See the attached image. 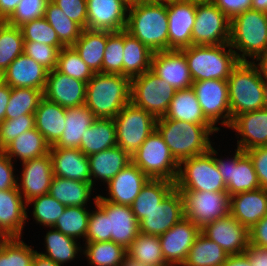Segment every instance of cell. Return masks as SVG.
Here are the masks:
<instances>
[{
	"label": "cell",
	"mask_w": 267,
	"mask_h": 266,
	"mask_svg": "<svg viewBox=\"0 0 267 266\" xmlns=\"http://www.w3.org/2000/svg\"><path fill=\"white\" fill-rule=\"evenodd\" d=\"M156 129L175 160L181 161L210 150L209 135L220 129L212 124H195L181 120L157 118Z\"/></svg>",
	"instance_id": "obj_1"
},
{
	"label": "cell",
	"mask_w": 267,
	"mask_h": 266,
	"mask_svg": "<svg viewBox=\"0 0 267 266\" xmlns=\"http://www.w3.org/2000/svg\"><path fill=\"white\" fill-rule=\"evenodd\" d=\"M128 11L126 32L152 52L169 50L167 3L145 0Z\"/></svg>",
	"instance_id": "obj_2"
},
{
	"label": "cell",
	"mask_w": 267,
	"mask_h": 266,
	"mask_svg": "<svg viewBox=\"0 0 267 266\" xmlns=\"http://www.w3.org/2000/svg\"><path fill=\"white\" fill-rule=\"evenodd\" d=\"M131 79L120 74L95 73L86 83L85 105L95 118L114 119L130 102Z\"/></svg>",
	"instance_id": "obj_3"
},
{
	"label": "cell",
	"mask_w": 267,
	"mask_h": 266,
	"mask_svg": "<svg viewBox=\"0 0 267 266\" xmlns=\"http://www.w3.org/2000/svg\"><path fill=\"white\" fill-rule=\"evenodd\" d=\"M231 122L239 114L265 107L263 79L257 65L239 61L228 77Z\"/></svg>",
	"instance_id": "obj_4"
},
{
	"label": "cell",
	"mask_w": 267,
	"mask_h": 266,
	"mask_svg": "<svg viewBox=\"0 0 267 266\" xmlns=\"http://www.w3.org/2000/svg\"><path fill=\"white\" fill-rule=\"evenodd\" d=\"M229 47L228 51L225 50ZM193 82L208 79L228 80L232 69L239 63L236 51L229 43L222 45H191L181 49Z\"/></svg>",
	"instance_id": "obj_5"
},
{
	"label": "cell",
	"mask_w": 267,
	"mask_h": 266,
	"mask_svg": "<svg viewBox=\"0 0 267 266\" xmlns=\"http://www.w3.org/2000/svg\"><path fill=\"white\" fill-rule=\"evenodd\" d=\"M229 46L239 61H248L245 56L256 59L267 52V13L246 10L231 19Z\"/></svg>",
	"instance_id": "obj_6"
},
{
	"label": "cell",
	"mask_w": 267,
	"mask_h": 266,
	"mask_svg": "<svg viewBox=\"0 0 267 266\" xmlns=\"http://www.w3.org/2000/svg\"><path fill=\"white\" fill-rule=\"evenodd\" d=\"M215 154L217 151L211 147L204 154L181 161L175 188L177 190L227 192L226 184L213 157ZM182 164H184L183 170Z\"/></svg>",
	"instance_id": "obj_7"
},
{
	"label": "cell",
	"mask_w": 267,
	"mask_h": 266,
	"mask_svg": "<svg viewBox=\"0 0 267 266\" xmlns=\"http://www.w3.org/2000/svg\"><path fill=\"white\" fill-rule=\"evenodd\" d=\"M131 158L149 178L166 179L175 183L179 163L157 129L147 137Z\"/></svg>",
	"instance_id": "obj_8"
},
{
	"label": "cell",
	"mask_w": 267,
	"mask_h": 266,
	"mask_svg": "<svg viewBox=\"0 0 267 266\" xmlns=\"http://www.w3.org/2000/svg\"><path fill=\"white\" fill-rule=\"evenodd\" d=\"M117 146L132 156L156 129L157 118L131 101L114 117Z\"/></svg>",
	"instance_id": "obj_9"
},
{
	"label": "cell",
	"mask_w": 267,
	"mask_h": 266,
	"mask_svg": "<svg viewBox=\"0 0 267 266\" xmlns=\"http://www.w3.org/2000/svg\"><path fill=\"white\" fill-rule=\"evenodd\" d=\"M176 89L151 70L131 79L130 101L156 118L165 116Z\"/></svg>",
	"instance_id": "obj_10"
},
{
	"label": "cell",
	"mask_w": 267,
	"mask_h": 266,
	"mask_svg": "<svg viewBox=\"0 0 267 266\" xmlns=\"http://www.w3.org/2000/svg\"><path fill=\"white\" fill-rule=\"evenodd\" d=\"M179 191L183 197L184 217L200 230L208 223L230 214L228 192Z\"/></svg>",
	"instance_id": "obj_11"
},
{
	"label": "cell",
	"mask_w": 267,
	"mask_h": 266,
	"mask_svg": "<svg viewBox=\"0 0 267 266\" xmlns=\"http://www.w3.org/2000/svg\"><path fill=\"white\" fill-rule=\"evenodd\" d=\"M231 20L213 3L196 2L192 45L229 43Z\"/></svg>",
	"instance_id": "obj_12"
},
{
	"label": "cell",
	"mask_w": 267,
	"mask_h": 266,
	"mask_svg": "<svg viewBox=\"0 0 267 266\" xmlns=\"http://www.w3.org/2000/svg\"><path fill=\"white\" fill-rule=\"evenodd\" d=\"M194 93L205 118L214 126L220 118L230 128L231 113L228 98V80L208 79L195 81L192 84ZM223 113H225L223 115Z\"/></svg>",
	"instance_id": "obj_13"
},
{
	"label": "cell",
	"mask_w": 267,
	"mask_h": 266,
	"mask_svg": "<svg viewBox=\"0 0 267 266\" xmlns=\"http://www.w3.org/2000/svg\"><path fill=\"white\" fill-rule=\"evenodd\" d=\"M215 162L226 184L229 196L261 188L250 156L237 147L231 161L215 157Z\"/></svg>",
	"instance_id": "obj_14"
},
{
	"label": "cell",
	"mask_w": 267,
	"mask_h": 266,
	"mask_svg": "<svg viewBox=\"0 0 267 266\" xmlns=\"http://www.w3.org/2000/svg\"><path fill=\"white\" fill-rule=\"evenodd\" d=\"M94 202L107 214L108 241L127 249L140 233L139 222L131 206L105 201L101 195L94 197Z\"/></svg>",
	"instance_id": "obj_15"
},
{
	"label": "cell",
	"mask_w": 267,
	"mask_h": 266,
	"mask_svg": "<svg viewBox=\"0 0 267 266\" xmlns=\"http://www.w3.org/2000/svg\"><path fill=\"white\" fill-rule=\"evenodd\" d=\"M201 232L229 256L245 253L250 243L249 229L231 214L208 223Z\"/></svg>",
	"instance_id": "obj_16"
},
{
	"label": "cell",
	"mask_w": 267,
	"mask_h": 266,
	"mask_svg": "<svg viewBox=\"0 0 267 266\" xmlns=\"http://www.w3.org/2000/svg\"><path fill=\"white\" fill-rule=\"evenodd\" d=\"M169 50H181L192 45V30L196 16V1L167 2Z\"/></svg>",
	"instance_id": "obj_17"
},
{
	"label": "cell",
	"mask_w": 267,
	"mask_h": 266,
	"mask_svg": "<svg viewBox=\"0 0 267 266\" xmlns=\"http://www.w3.org/2000/svg\"><path fill=\"white\" fill-rule=\"evenodd\" d=\"M201 230L186 217L159 236L161 251L169 266H182Z\"/></svg>",
	"instance_id": "obj_18"
},
{
	"label": "cell",
	"mask_w": 267,
	"mask_h": 266,
	"mask_svg": "<svg viewBox=\"0 0 267 266\" xmlns=\"http://www.w3.org/2000/svg\"><path fill=\"white\" fill-rule=\"evenodd\" d=\"M184 218L183 197L174 188L162 202L149 211L139 222L140 232L160 236Z\"/></svg>",
	"instance_id": "obj_19"
},
{
	"label": "cell",
	"mask_w": 267,
	"mask_h": 266,
	"mask_svg": "<svg viewBox=\"0 0 267 266\" xmlns=\"http://www.w3.org/2000/svg\"><path fill=\"white\" fill-rule=\"evenodd\" d=\"M150 70L176 90L192 87L193 80L187 59L181 50L154 52Z\"/></svg>",
	"instance_id": "obj_20"
},
{
	"label": "cell",
	"mask_w": 267,
	"mask_h": 266,
	"mask_svg": "<svg viewBox=\"0 0 267 266\" xmlns=\"http://www.w3.org/2000/svg\"><path fill=\"white\" fill-rule=\"evenodd\" d=\"M128 7L121 0H87L86 29L118 32L125 30Z\"/></svg>",
	"instance_id": "obj_21"
},
{
	"label": "cell",
	"mask_w": 267,
	"mask_h": 266,
	"mask_svg": "<svg viewBox=\"0 0 267 266\" xmlns=\"http://www.w3.org/2000/svg\"><path fill=\"white\" fill-rule=\"evenodd\" d=\"M22 164L24 166L20 178L22 183H17V188L22 193L26 205L31 199L49 193L54 175L50 153L24 161Z\"/></svg>",
	"instance_id": "obj_22"
},
{
	"label": "cell",
	"mask_w": 267,
	"mask_h": 266,
	"mask_svg": "<svg viewBox=\"0 0 267 266\" xmlns=\"http://www.w3.org/2000/svg\"><path fill=\"white\" fill-rule=\"evenodd\" d=\"M86 82L77 80L56 69L49 71L44 97L64 108L85 104Z\"/></svg>",
	"instance_id": "obj_23"
},
{
	"label": "cell",
	"mask_w": 267,
	"mask_h": 266,
	"mask_svg": "<svg viewBox=\"0 0 267 266\" xmlns=\"http://www.w3.org/2000/svg\"><path fill=\"white\" fill-rule=\"evenodd\" d=\"M48 70L25 53L16 57L1 74L3 83L10 87L45 90Z\"/></svg>",
	"instance_id": "obj_24"
},
{
	"label": "cell",
	"mask_w": 267,
	"mask_h": 266,
	"mask_svg": "<svg viewBox=\"0 0 267 266\" xmlns=\"http://www.w3.org/2000/svg\"><path fill=\"white\" fill-rule=\"evenodd\" d=\"M150 178L133 162L118 172L107 184L109 197L101 198L116 204L131 206Z\"/></svg>",
	"instance_id": "obj_25"
},
{
	"label": "cell",
	"mask_w": 267,
	"mask_h": 266,
	"mask_svg": "<svg viewBox=\"0 0 267 266\" xmlns=\"http://www.w3.org/2000/svg\"><path fill=\"white\" fill-rule=\"evenodd\" d=\"M49 153L54 176L91 183L88 156L79 148L50 147Z\"/></svg>",
	"instance_id": "obj_26"
},
{
	"label": "cell",
	"mask_w": 267,
	"mask_h": 266,
	"mask_svg": "<svg viewBox=\"0 0 267 266\" xmlns=\"http://www.w3.org/2000/svg\"><path fill=\"white\" fill-rule=\"evenodd\" d=\"M230 127L243 137L237 141L243 151L267 146V108L237 115Z\"/></svg>",
	"instance_id": "obj_27"
},
{
	"label": "cell",
	"mask_w": 267,
	"mask_h": 266,
	"mask_svg": "<svg viewBox=\"0 0 267 266\" xmlns=\"http://www.w3.org/2000/svg\"><path fill=\"white\" fill-rule=\"evenodd\" d=\"M230 214L248 229L267 215V190L259 188L230 196Z\"/></svg>",
	"instance_id": "obj_28"
},
{
	"label": "cell",
	"mask_w": 267,
	"mask_h": 266,
	"mask_svg": "<svg viewBox=\"0 0 267 266\" xmlns=\"http://www.w3.org/2000/svg\"><path fill=\"white\" fill-rule=\"evenodd\" d=\"M18 188L0 190V231L6 238L22 237L28 218L24 200Z\"/></svg>",
	"instance_id": "obj_29"
},
{
	"label": "cell",
	"mask_w": 267,
	"mask_h": 266,
	"mask_svg": "<svg viewBox=\"0 0 267 266\" xmlns=\"http://www.w3.org/2000/svg\"><path fill=\"white\" fill-rule=\"evenodd\" d=\"M35 128L53 146L61 137L65 127V108L43 97L35 110Z\"/></svg>",
	"instance_id": "obj_30"
},
{
	"label": "cell",
	"mask_w": 267,
	"mask_h": 266,
	"mask_svg": "<svg viewBox=\"0 0 267 266\" xmlns=\"http://www.w3.org/2000/svg\"><path fill=\"white\" fill-rule=\"evenodd\" d=\"M95 119L93 112L85 104L65 108L64 131L59 140L50 147L79 148L83 133Z\"/></svg>",
	"instance_id": "obj_31"
},
{
	"label": "cell",
	"mask_w": 267,
	"mask_h": 266,
	"mask_svg": "<svg viewBox=\"0 0 267 266\" xmlns=\"http://www.w3.org/2000/svg\"><path fill=\"white\" fill-rule=\"evenodd\" d=\"M88 159L92 185L94 183L92 176L108 183L118 172L132 162L131 156L119 146L92 154L88 156Z\"/></svg>",
	"instance_id": "obj_32"
},
{
	"label": "cell",
	"mask_w": 267,
	"mask_h": 266,
	"mask_svg": "<svg viewBox=\"0 0 267 266\" xmlns=\"http://www.w3.org/2000/svg\"><path fill=\"white\" fill-rule=\"evenodd\" d=\"M117 146L113 119L96 118L82 135L79 149L87 156Z\"/></svg>",
	"instance_id": "obj_33"
},
{
	"label": "cell",
	"mask_w": 267,
	"mask_h": 266,
	"mask_svg": "<svg viewBox=\"0 0 267 266\" xmlns=\"http://www.w3.org/2000/svg\"><path fill=\"white\" fill-rule=\"evenodd\" d=\"M107 43V31L83 29L72 45L94 73L102 72V62Z\"/></svg>",
	"instance_id": "obj_34"
},
{
	"label": "cell",
	"mask_w": 267,
	"mask_h": 266,
	"mask_svg": "<svg viewBox=\"0 0 267 266\" xmlns=\"http://www.w3.org/2000/svg\"><path fill=\"white\" fill-rule=\"evenodd\" d=\"M164 117L195 124H211L205 118L192 87L176 90Z\"/></svg>",
	"instance_id": "obj_35"
},
{
	"label": "cell",
	"mask_w": 267,
	"mask_h": 266,
	"mask_svg": "<svg viewBox=\"0 0 267 266\" xmlns=\"http://www.w3.org/2000/svg\"><path fill=\"white\" fill-rule=\"evenodd\" d=\"M153 53L124 30L123 75L132 79L150 70Z\"/></svg>",
	"instance_id": "obj_36"
},
{
	"label": "cell",
	"mask_w": 267,
	"mask_h": 266,
	"mask_svg": "<svg viewBox=\"0 0 267 266\" xmlns=\"http://www.w3.org/2000/svg\"><path fill=\"white\" fill-rule=\"evenodd\" d=\"M49 149L50 145L44 136L36 128H32L21 133L2 151L10 159L17 156L24 162L48 154Z\"/></svg>",
	"instance_id": "obj_37"
},
{
	"label": "cell",
	"mask_w": 267,
	"mask_h": 266,
	"mask_svg": "<svg viewBox=\"0 0 267 266\" xmlns=\"http://www.w3.org/2000/svg\"><path fill=\"white\" fill-rule=\"evenodd\" d=\"M175 188V183L166 179H149L131 205L132 212L140 222Z\"/></svg>",
	"instance_id": "obj_38"
},
{
	"label": "cell",
	"mask_w": 267,
	"mask_h": 266,
	"mask_svg": "<svg viewBox=\"0 0 267 266\" xmlns=\"http://www.w3.org/2000/svg\"><path fill=\"white\" fill-rule=\"evenodd\" d=\"M90 182L53 176L49 194L65 206L84 207L92 192Z\"/></svg>",
	"instance_id": "obj_39"
},
{
	"label": "cell",
	"mask_w": 267,
	"mask_h": 266,
	"mask_svg": "<svg viewBox=\"0 0 267 266\" xmlns=\"http://www.w3.org/2000/svg\"><path fill=\"white\" fill-rule=\"evenodd\" d=\"M228 256L221 246L200 232L182 266H222Z\"/></svg>",
	"instance_id": "obj_40"
},
{
	"label": "cell",
	"mask_w": 267,
	"mask_h": 266,
	"mask_svg": "<svg viewBox=\"0 0 267 266\" xmlns=\"http://www.w3.org/2000/svg\"><path fill=\"white\" fill-rule=\"evenodd\" d=\"M126 252L129 258L146 266H169L162 255L159 236L140 232Z\"/></svg>",
	"instance_id": "obj_41"
},
{
	"label": "cell",
	"mask_w": 267,
	"mask_h": 266,
	"mask_svg": "<svg viewBox=\"0 0 267 266\" xmlns=\"http://www.w3.org/2000/svg\"><path fill=\"white\" fill-rule=\"evenodd\" d=\"M44 18L54 28L59 40L65 46H72L83 30L78 23L66 16L51 0L47 4Z\"/></svg>",
	"instance_id": "obj_42"
},
{
	"label": "cell",
	"mask_w": 267,
	"mask_h": 266,
	"mask_svg": "<svg viewBox=\"0 0 267 266\" xmlns=\"http://www.w3.org/2000/svg\"><path fill=\"white\" fill-rule=\"evenodd\" d=\"M24 42L20 27L0 22V74L24 52Z\"/></svg>",
	"instance_id": "obj_43"
},
{
	"label": "cell",
	"mask_w": 267,
	"mask_h": 266,
	"mask_svg": "<svg viewBox=\"0 0 267 266\" xmlns=\"http://www.w3.org/2000/svg\"><path fill=\"white\" fill-rule=\"evenodd\" d=\"M86 243L84 253L95 266H121L127 256L126 248L113 241Z\"/></svg>",
	"instance_id": "obj_44"
},
{
	"label": "cell",
	"mask_w": 267,
	"mask_h": 266,
	"mask_svg": "<svg viewBox=\"0 0 267 266\" xmlns=\"http://www.w3.org/2000/svg\"><path fill=\"white\" fill-rule=\"evenodd\" d=\"M43 92L33 88L11 87L5 119L17 118L23 114H34L40 100L44 97Z\"/></svg>",
	"instance_id": "obj_45"
},
{
	"label": "cell",
	"mask_w": 267,
	"mask_h": 266,
	"mask_svg": "<svg viewBox=\"0 0 267 266\" xmlns=\"http://www.w3.org/2000/svg\"><path fill=\"white\" fill-rule=\"evenodd\" d=\"M47 253H39L59 265L72 260L80 250L74 238L59 230L49 231L45 237Z\"/></svg>",
	"instance_id": "obj_46"
},
{
	"label": "cell",
	"mask_w": 267,
	"mask_h": 266,
	"mask_svg": "<svg viewBox=\"0 0 267 266\" xmlns=\"http://www.w3.org/2000/svg\"><path fill=\"white\" fill-rule=\"evenodd\" d=\"M89 214L90 212L82 206H66L52 228L74 239L86 237Z\"/></svg>",
	"instance_id": "obj_47"
},
{
	"label": "cell",
	"mask_w": 267,
	"mask_h": 266,
	"mask_svg": "<svg viewBox=\"0 0 267 266\" xmlns=\"http://www.w3.org/2000/svg\"><path fill=\"white\" fill-rule=\"evenodd\" d=\"M36 252L20 237L5 238L0 244V266H32Z\"/></svg>",
	"instance_id": "obj_48"
},
{
	"label": "cell",
	"mask_w": 267,
	"mask_h": 266,
	"mask_svg": "<svg viewBox=\"0 0 267 266\" xmlns=\"http://www.w3.org/2000/svg\"><path fill=\"white\" fill-rule=\"evenodd\" d=\"M56 70L86 83L95 74L73 46H65L59 51Z\"/></svg>",
	"instance_id": "obj_49"
},
{
	"label": "cell",
	"mask_w": 267,
	"mask_h": 266,
	"mask_svg": "<svg viewBox=\"0 0 267 266\" xmlns=\"http://www.w3.org/2000/svg\"><path fill=\"white\" fill-rule=\"evenodd\" d=\"M124 30L107 31L102 73L123 75Z\"/></svg>",
	"instance_id": "obj_50"
},
{
	"label": "cell",
	"mask_w": 267,
	"mask_h": 266,
	"mask_svg": "<svg viewBox=\"0 0 267 266\" xmlns=\"http://www.w3.org/2000/svg\"><path fill=\"white\" fill-rule=\"evenodd\" d=\"M24 41H35L49 46H55L59 50L65 45L59 40L54 28L44 17L27 22L20 26Z\"/></svg>",
	"instance_id": "obj_51"
},
{
	"label": "cell",
	"mask_w": 267,
	"mask_h": 266,
	"mask_svg": "<svg viewBox=\"0 0 267 266\" xmlns=\"http://www.w3.org/2000/svg\"><path fill=\"white\" fill-rule=\"evenodd\" d=\"M34 203L33 216L41 225L52 228L59 216L64 212L66 206L53 198L49 193L28 201L26 206Z\"/></svg>",
	"instance_id": "obj_52"
},
{
	"label": "cell",
	"mask_w": 267,
	"mask_h": 266,
	"mask_svg": "<svg viewBox=\"0 0 267 266\" xmlns=\"http://www.w3.org/2000/svg\"><path fill=\"white\" fill-rule=\"evenodd\" d=\"M50 0H20L12 15L5 21L9 25L20 27L27 22L44 17Z\"/></svg>",
	"instance_id": "obj_53"
},
{
	"label": "cell",
	"mask_w": 267,
	"mask_h": 266,
	"mask_svg": "<svg viewBox=\"0 0 267 266\" xmlns=\"http://www.w3.org/2000/svg\"><path fill=\"white\" fill-rule=\"evenodd\" d=\"M35 128V115L23 114L17 118L5 119L0 123V150H3L21 133Z\"/></svg>",
	"instance_id": "obj_54"
},
{
	"label": "cell",
	"mask_w": 267,
	"mask_h": 266,
	"mask_svg": "<svg viewBox=\"0 0 267 266\" xmlns=\"http://www.w3.org/2000/svg\"><path fill=\"white\" fill-rule=\"evenodd\" d=\"M59 49L55 46H49L35 41L24 42V52L28 57L33 58L48 71L57 67Z\"/></svg>",
	"instance_id": "obj_55"
},
{
	"label": "cell",
	"mask_w": 267,
	"mask_h": 266,
	"mask_svg": "<svg viewBox=\"0 0 267 266\" xmlns=\"http://www.w3.org/2000/svg\"><path fill=\"white\" fill-rule=\"evenodd\" d=\"M97 211L89 214L86 242L108 241L107 214L98 206Z\"/></svg>",
	"instance_id": "obj_56"
},
{
	"label": "cell",
	"mask_w": 267,
	"mask_h": 266,
	"mask_svg": "<svg viewBox=\"0 0 267 266\" xmlns=\"http://www.w3.org/2000/svg\"><path fill=\"white\" fill-rule=\"evenodd\" d=\"M66 16L78 23L83 29L87 24V0H51Z\"/></svg>",
	"instance_id": "obj_57"
},
{
	"label": "cell",
	"mask_w": 267,
	"mask_h": 266,
	"mask_svg": "<svg viewBox=\"0 0 267 266\" xmlns=\"http://www.w3.org/2000/svg\"><path fill=\"white\" fill-rule=\"evenodd\" d=\"M251 158L261 188L267 190V146L245 151Z\"/></svg>",
	"instance_id": "obj_58"
},
{
	"label": "cell",
	"mask_w": 267,
	"mask_h": 266,
	"mask_svg": "<svg viewBox=\"0 0 267 266\" xmlns=\"http://www.w3.org/2000/svg\"><path fill=\"white\" fill-rule=\"evenodd\" d=\"M11 159L0 150V190H9L17 187L18 181L13 175Z\"/></svg>",
	"instance_id": "obj_59"
},
{
	"label": "cell",
	"mask_w": 267,
	"mask_h": 266,
	"mask_svg": "<svg viewBox=\"0 0 267 266\" xmlns=\"http://www.w3.org/2000/svg\"><path fill=\"white\" fill-rule=\"evenodd\" d=\"M230 20L250 10L252 0H213L212 1Z\"/></svg>",
	"instance_id": "obj_60"
},
{
	"label": "cell",
	"mask_w": 267,
	"mask_h": 266,
	"mask_svg": "<svg viewBox=\"0 0 267 266\" xmlns=\"http://www.w3.org/2000/svg\"><path fill=\"white\" fill-rule=\"evenodd\" d=\"M250 244L267 249V215L249 229Z\"/></svg>",
	"instance_id": "obj_61"
},
{
	"label": "cell",
	"mask_w": 267,
	"mask_h": 266,
	"mask_svg": "<svg viewBox=\"0 0 267 266\" xmlns=\"http://www.w3.org/2000/svg\"><path fill=\"white\" fill-rule=\"evenodd\" d=\"M245 254L253 266H267V249L249 243Z\"/></svg>",
	"instance_id": "obj_62"
},
{
	"label": "cell",
	"mask_w": 267,
	"mask_h": 266,
	"mask_svg": "<svg viewBox=\"0 0 267 266\" xmlns=\"http://www.w3.org/2000/svg\"><path fill=\"white\" fill-rule=\"evenodd\" d=\"M11 87L5 83L0 85V123L5 120V111L10 98Z\"/></svg>",
	"instance_id": "obj_63"
},
{
	"label": "cell",
	"mask_w": 267,
	"mask_h": 266,
	"mask_svg": "<svg viewBox=\"0 0 267 266\" xmlns=\"http://www.w3.org/2000/svg\"><path fill=\"white\" fill-rule=\"evenodd\" d=\"M20 0H0V21H6L16 9Z\"/></svg>",
	"instance_id": "obj_64"
},
{
	"label": "cell",
	"mask_w": 267,
	"mask_h": 266,
	"mask_svg": "<svg viewBox=\"0 0 267 266\" xmlns=\"http://www.w3.org/2000/svg\"><path fill=\"white\" fill-rule=\"evenodd\" d=\"M222 266H253L245 253L230 255Z\"/></svg>",
	"instance_id": "obj_65"
},
{
	"label": "cell",
	"mask_w": 267,
	"mask_h": 266,
	"mask_svg": "<svg viewBox=\"0 0 267 266\" xmlns=\"http://www.w3.org/2000/svg\"><path fill=\"white\" fill-rule=\"evenodd\" d=\"M32 266H61V265L36 252L32 261Z\"/></svg>",
	"instance_id": "obj_66"
},
{
	"label": "cell",
	"mask_w": 267,
	"mask_h": 266,
	"mask_svg": "<svg viewBox=\"0 0 267 266\" xmlns=\"http://www.w3.org/2000/svg\"><path fill=\"white\" fill-rule=\"evenodd\" d=\"M256 60L260 61L257 67H259L258 70L260 72L261 78L263 80L267 79V52L258 56Z\"/></svg>",
	"instance_id": "obj_67"
},
{
	"label": "cell",
	"mask_w": 267,
	"mask_h": 266,
	"mask_svg": "<svg viewBox=\"0 0 267 266\" xmlns=\"http://www.w3.org/2000/svg\"><path fill=\"white\" fill-rule=\"evenodd\" d=\"M251 9L267 13V0H252Z\"/></svg>",
	"instance_id": "obj_68"
},
{
	"label": "cell",
	"mask_w": 267,
	"mask_h": 266,
	"mask_svg": "<svg viewBox=\"0 0 267 266\" xmlns=\"http://www.w3.org/2000/svg\"><path fill=\"white\" fill-rule=\"evenodd\" d=\"M121 266H146V265H144L141 262H138L136 260H133V259L129 258L128 256H126L124 261L122 262Z\"/></svg>",
	"instance_id": "obj_69"
},
{
	"label": "cell",
	"mask_w": 267,
	"mask_h": 266,
	"mask_svg": "<svg viewBox=\"0 0 267 266\" xmlns=\"http://www.w3.org/2000/svg\"><path fill=\"white\" fill-rule=\"evenodd\" d=\"M128 8L135 6L145 0H121Z\"/></svg>",
	"instance_id": "obj_70"
},
{
	"label": "cell",
	"mask_w": 267,
	"mask_h": 266,
	"mask_svg": "<svg viewBox=\"0 0 267 266\" xmlns=\"http://www.w3.org/2000/svg\"><path fill=\"white\" fill-rule=\"evenodd\" d=\"M265 80H263V86H264L265 108H267V79Z\"/></svg>",
	"instance_id": "obj_71"
},
{
	"label": "cell",
	"mask_w": 267,
	"mask_h": 266,
	"mask_svg": "<svg viewBox=\"0 0 267 266\" xmlns=\"http://www.w3.org/2000/svg\"><path fill=\"white\" fill-rule=\"evenodd\" d=\"M170 1H178V0H155V2H162V3H167Z\"/></svg>",
	"instance_id": "obj_72"
},
{
	"label": "cell",
	"mask_w": 267,
	"mask_h": 266,
	"mask_svg": "<svg viewBox=\"0 0 267 266\" xmlns=\"http://www.w3.org/2000/svg\"><path fill=\"white\" fill-rule=\"evenodd\" d=\"M2 238V239H1ZM5 236L3 235V233L0 231V244L5 240Z\"/></svg>",
	"instance_id": "obj_73"
},
{
	"label": "cell",
	"mask_w": 267,
	"mask_h": 266,
	"mask_svg": "<svg viewBox=\"0 0 267 266\" xmlns=\"http://www.w3.org/2000/svg\"><path fill=\"white\" fill-rule=\"evenodd\" d=\"M194 1H196V2H212L213 0H194Z\"/></svg>",
	"instance_id": "obj_74"
},
{
	"label": "cell",
	"mask_w": 267,
	"mask_h": 266,
	"mask_svg": "<svg viewBox=\"0 0 267 266\" xmlns=\"http://www.w3.org/2000/svg\"><path fill=\"white\" fill-rule=\"evenodd\" d=\"M3 83L2 75L0 74V85Z\"/></svg>",
	"instance_id": "obj_75"
}]
</instances>
